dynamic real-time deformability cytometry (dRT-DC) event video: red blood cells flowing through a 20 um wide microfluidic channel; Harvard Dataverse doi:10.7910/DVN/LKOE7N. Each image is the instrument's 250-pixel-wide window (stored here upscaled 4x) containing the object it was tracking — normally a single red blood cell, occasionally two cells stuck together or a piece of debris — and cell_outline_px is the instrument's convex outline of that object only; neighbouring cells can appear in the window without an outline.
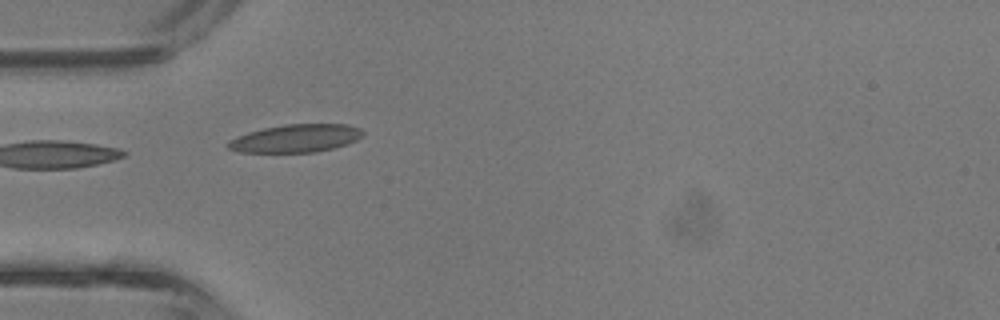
{"species": "common noctule bat (a hibernating species)", "species_latin": "Nyctalus noctula", "temperature_condition": "room temperature", "stored_images_in_passage": 2, "camera_frame_rate_fps": 3000, "um_per_image_px": 0.085, "animal": {"sex": "male", "body_mass_g": 13.3}, "frame": {"image": 1, "passage_image": 1, "time_ms": 0.0, "image_size_px": [1000, 320], "cell_outline_px": [[364, 136], [348, 144], [316, 152], [240, 152], [228, 148], [228, 140], [236, 136], [248, 132], [264, 128], [284, 124], [348, 124], [360, 128], [364, 132]], "centroid_in_image_um": [25.17, 11.75], "position_along_channel_um": 59.8, "area_um2": 22.02}}
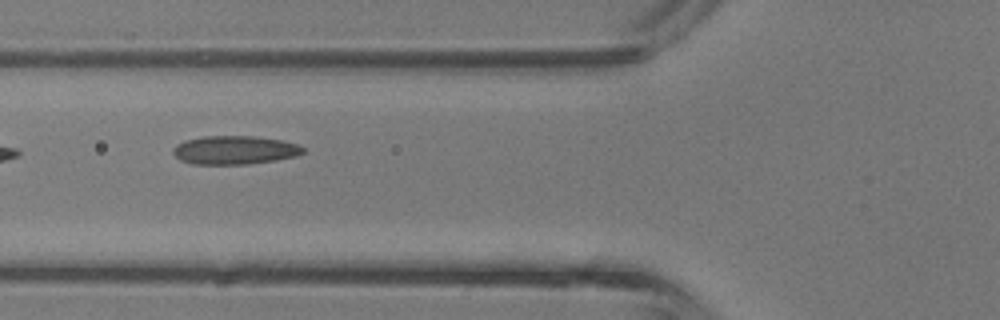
{"frame": {"image": 2, "passage_image": 2, "time_ms": 0.333, "image_size_px": [1000, 320], "cell_outline_px": [[304, 152], [296, 156], [276, 160], [248, 164], [192, 164], [180, 160], [172, 152], [172, 148], [176, 144], [184, 140], [204, 136], [252, 136], [280, 140], [296, 144], [304, 148]], "centroid_in_image_um": [19.9, 12.76], "position_along_channel_um": 105.9, "area_um2": 21.62}}